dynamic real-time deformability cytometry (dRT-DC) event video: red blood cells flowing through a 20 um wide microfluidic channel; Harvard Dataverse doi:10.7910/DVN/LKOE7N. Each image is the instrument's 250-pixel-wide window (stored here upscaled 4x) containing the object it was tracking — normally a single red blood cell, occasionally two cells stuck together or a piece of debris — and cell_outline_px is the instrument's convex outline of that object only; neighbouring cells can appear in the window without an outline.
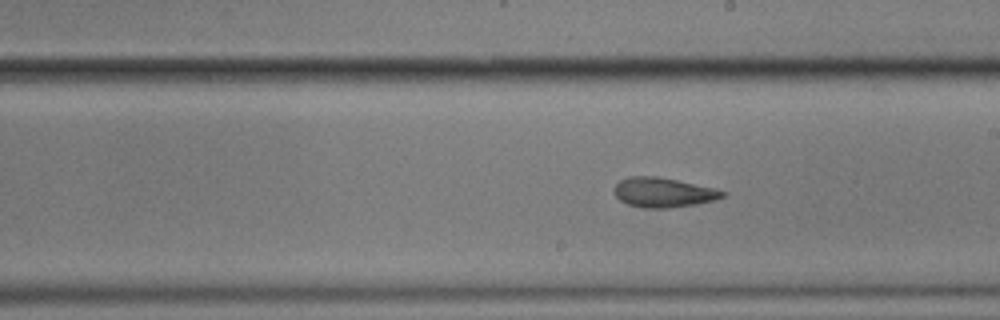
{"species": "common noctule bat (a hibernating species)", "species_latin": "Nyctalus noctula", "temperature_condition": "cold", "stored_images_in_passage": 7, "segment_of_instrument_passage": [2, 2], "camera_frame_rate_fps": 3000, "um_per_image_px": 0.085, "animal": {"sex": "male", "body_mass_g": 17.9}, "frame": {"image": 1, "passage_image": 7, "time_ms": 8.667, "image_size_px": [1000, 320], "cell_outline_px": [[728, 192], [724, 196], [716, 200], [696, 204], [668, 208], [644, 208], [628, 204], [620, 200], [616, 196], [612, 188], [620, 180], [628, 176], [656, 176], [716, 188]], "centroid_in_image_um": [56.38, 16.35], "position_along_channel_um": 232.6, "area_um2": 18.84}}